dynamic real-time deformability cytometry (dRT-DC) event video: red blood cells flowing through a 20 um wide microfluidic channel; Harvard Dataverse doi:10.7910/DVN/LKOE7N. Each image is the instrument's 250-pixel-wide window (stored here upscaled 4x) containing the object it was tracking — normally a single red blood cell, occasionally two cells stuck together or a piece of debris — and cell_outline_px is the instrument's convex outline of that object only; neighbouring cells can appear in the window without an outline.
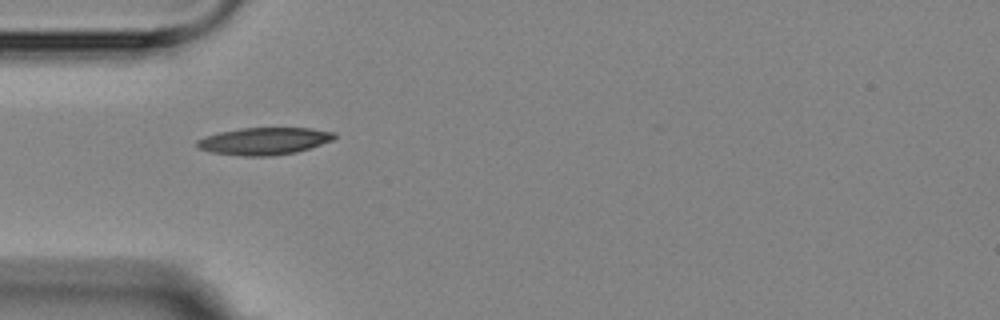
{"species": "Egyptian fruit bat (a non-hibernating species)", "species_latin": "Rousettus aegyptiacus", "temperature_condition": "room temperature", "stored_images_in_passage": 6, "camera_frame_rate_fps": 3000, "um_per_image_px": 0.085, "animal": {"sex": "female"}, "frame": {"image": 1, "passage_image": 5, "time_ms": 5.667, "image_size_px": [1000, 320], "cell_outline_px": [[336, 136], [332, 140], [296, 152], [272, 156], [244, 156], [212, 152], [196, 148], [196, 140], [204, 136], [220, 132], [240, 128], [312, 128], [336, 132]], "centroid_in_image_um": [22.43, 11.99], "position_along_channel_um": 62.6, "area_um2": 21.79}}
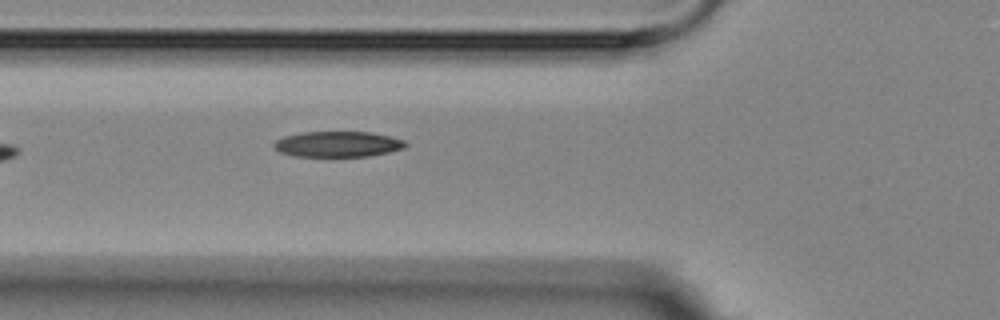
{"frame": {"image": 2, "passage_image": 6, "time_ms": 6.667, "image_size_px": [1000, 320], "cell_outline_px": [[408, 144], [404, 148], [388, 152], [368, 156], [296, 156], [280, 152], [272, 144], [276, 140], [284, 136], [300, 132], [372, 132], [404, 140]], "centroid_in_image_um": [28.71, 12.24], "position_along_channel_um": 97.1, "area_um2": 19.54}}